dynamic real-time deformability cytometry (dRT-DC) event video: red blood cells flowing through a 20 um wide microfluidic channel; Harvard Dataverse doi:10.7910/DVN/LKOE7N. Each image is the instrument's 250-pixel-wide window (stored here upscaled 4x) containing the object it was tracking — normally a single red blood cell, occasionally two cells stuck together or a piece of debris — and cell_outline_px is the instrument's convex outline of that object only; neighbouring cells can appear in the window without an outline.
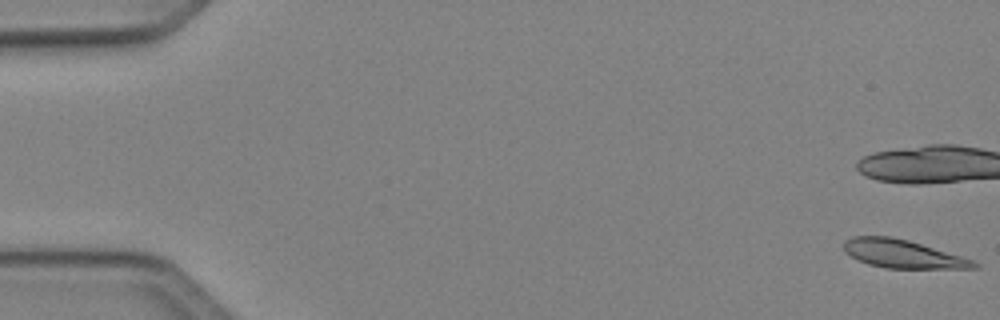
{"species": "Egyptian fruit bat (a non-hibernating species)", "species_latin": "Rousettus aegyptiacus", "temperature_condition": "cold", "stored_images_in_passage": 12, "camera_frame_rate_fps": 3000, "um_per_image_px": 0.085, "animal": {"sex": "female"}, "frame": {"image": 1, "passage_image": 1, "time_ms": 0.0, "image_size_px": [1000, 320], "cell_outline_px": [[980, 268], [884, 268], [868, 264], [844, 252], [844, 240], [852, 236], [892, 236], [908, 240], [960, 256], [972, 260], [980, 264]], "centroid_in_image_um": [76.7, 21.58], "position_along_channel_um": 8.3, "area_um2": 21.21}}